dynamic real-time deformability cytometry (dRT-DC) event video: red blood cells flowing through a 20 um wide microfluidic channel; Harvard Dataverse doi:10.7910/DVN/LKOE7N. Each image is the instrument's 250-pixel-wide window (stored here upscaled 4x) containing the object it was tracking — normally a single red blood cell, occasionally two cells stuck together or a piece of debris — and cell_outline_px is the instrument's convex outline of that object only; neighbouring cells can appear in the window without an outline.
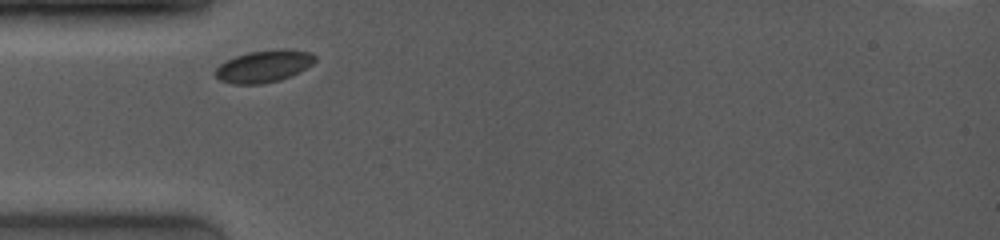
{"species": "common noctule bat (a hibernating species)", "species_latin": "Nyctalus noctula", "temperature_condition": "room temperature", "stored_images_in_passage": 2, "camera_frame_rate_fps": 4000, "um_per_image_px": 0.085, "animal": {"sex": "female", "body_mass_g": 19.0, "forearm_length_mm": 53.3}, "frame": {"image": 1, "passage_image": 1, "time_ms": 0.0, "image_size_px": [1000, 240], "cell_outline_px": [[316, 60], [312, 64], [300, 72], [280, 80], [260, 84], [232, 84], [220, 80], [212, 72], [224, 60], [248, 52], [280, 48], [288, 48], [312, 52], [316, 56]], "centroid_in_image_um": [22.43, 5.61], "position_along_channel_um": 62.6, "area_um2": 19.02}}
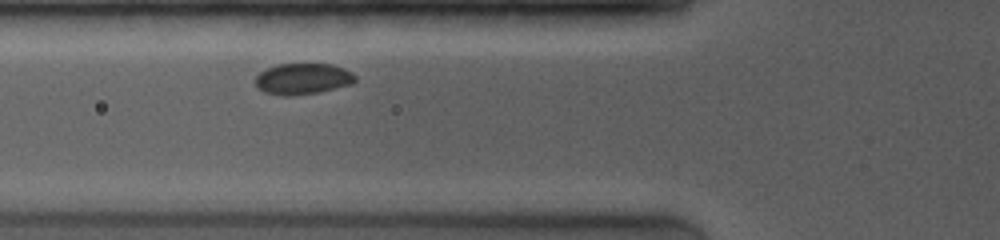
{"frame": {"image": 2, "passage_image": 2, "time_ms": 1.0, "image_size_px": [1000, 240], "cell_outline_px": [[356, 80], [352, 84], [320, 92], [292, 96], [284, 96], [264, 92], [256, 88], [256, 76], [260, 72], [268, 68], [280, 64], [332, 64], [344, 68], [352, 72], [356, 76]], "centroid_in_image_um": [25.75, 6.71], "position_along_channel_um": 100.0, "area_um2": 18.21}}